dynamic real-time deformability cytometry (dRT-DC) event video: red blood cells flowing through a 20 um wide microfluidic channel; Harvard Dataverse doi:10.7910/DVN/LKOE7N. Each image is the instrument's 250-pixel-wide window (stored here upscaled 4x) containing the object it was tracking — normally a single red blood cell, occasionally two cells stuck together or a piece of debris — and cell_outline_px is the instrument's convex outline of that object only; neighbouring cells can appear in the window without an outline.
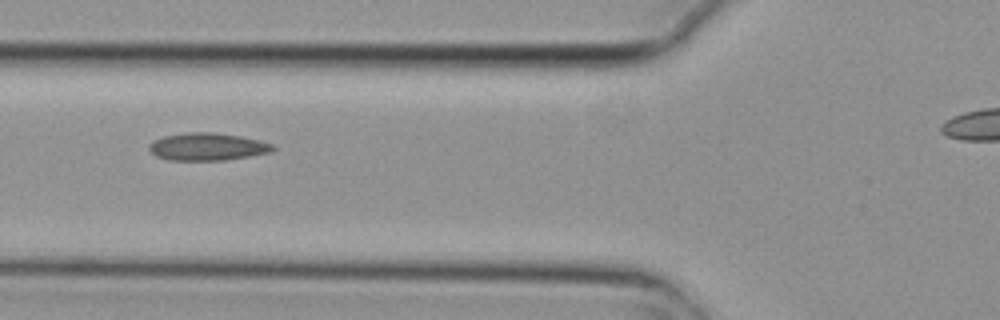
{"species": "common noctule bat (a hibernating species)", "species_latin": "Nyctalus noctula", "temperature_condition": "cold", "stored_images_in_passage": 8, "camera_frame_rate_fps": 3000, "um_per_image_px": 0.085, "animal": {"sex": "female", "body_mass_g": 29.2, "forearm_length_mm": 56.3}, "frame": {"image": 1, "passage_image": 6, "time_ms": 1.667, "image_size_px": [1000, 320], "cell_outline_px": [[276, 148], [272, 152], [224, 160], [168, 160], [156, 156], [148, 148], [148, 144], [152, 140], [164, 136], [188, 132], [212, 132], [240, 136], [260, 140], [272, 144]], "centroid_in_image_um": [17.61, 12.46], "position_along_channel_um": 108.2, "area_um2": 19.88}}
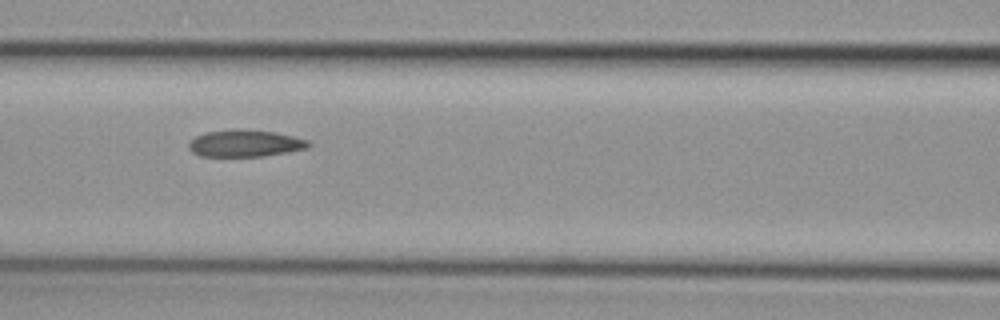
{"frame": {"image": 2, "passage_image": 7, "time_ms": 2.0, "image_size_px": [1000, 320], "cell_outline_px": [[312, 144], [308, 148], [288, 152], [264, 156], [200, 156], [192, 152], [188, 148], [188, 144], [196, 136], [204, 132], [236, 128], [272, 132], [292, 136], [308, 140]], "centroid_in_image_um": [20.82, 12.18], "position_along_channel_um": 145.8, "area_um2": 18.84}}
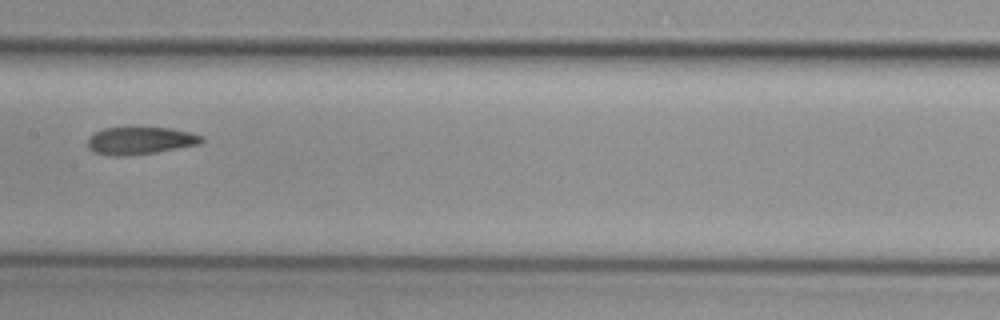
{"frame": {"image": 3, "passage_image": 8, "time_ms": 2.333, "image_size_px": [1000, 320], "cell_outline_px": [[204, 140], [200, 144], [156, 152], [124, 156], [108, 156], [92, 152], [88, 148], [88, 140], [96, 132], [104, 128], [172, 128], [192, 132], [204, 136]], "centroid_in_image_um": [11.94, 11.96], "position_along_channel_um": 195.5, "area_um2": 18.26}}